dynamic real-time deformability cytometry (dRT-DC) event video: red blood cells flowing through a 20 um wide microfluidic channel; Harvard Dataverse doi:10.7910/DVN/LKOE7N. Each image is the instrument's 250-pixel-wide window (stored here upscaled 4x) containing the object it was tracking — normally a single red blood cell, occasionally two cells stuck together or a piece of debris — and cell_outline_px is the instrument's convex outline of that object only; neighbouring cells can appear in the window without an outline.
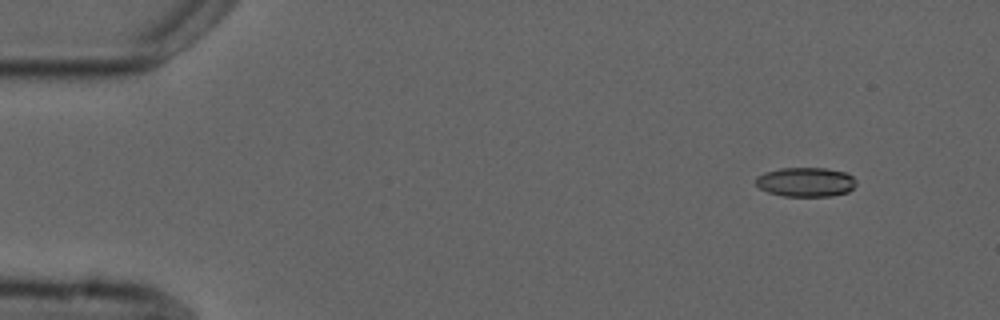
{"species": "common noctule bat (a hibernating species)", "species_latin": "Nyctalus noctula", "temperature_condition": "cold", "stored_images_in_passage": 5, "segment_of_instrument_passage": [1, 2], "camera_frame_rate_fps": 3000, "um_per_image_px": 0.085, "animal": {"sex": "male", "forearm_length_mm": 52.5}, "frame": {"image": 1, "passage_image": 1, "time_ms": 0.0, "image_size_px": [1000, 320], "cell_outline_px": [[856, 184], [848, 192], [832, 196], [784, 196], [768, 192], [760, 188], [756, 184], [756, 176], [764, 172], [780, 168], [824, 168], [844, 172], [852, 176], [856, 180]], "centroid_in_image_um": [68.48, 15.47], "position_along_channel_um": 16.5, "area_um2": 17.17}}